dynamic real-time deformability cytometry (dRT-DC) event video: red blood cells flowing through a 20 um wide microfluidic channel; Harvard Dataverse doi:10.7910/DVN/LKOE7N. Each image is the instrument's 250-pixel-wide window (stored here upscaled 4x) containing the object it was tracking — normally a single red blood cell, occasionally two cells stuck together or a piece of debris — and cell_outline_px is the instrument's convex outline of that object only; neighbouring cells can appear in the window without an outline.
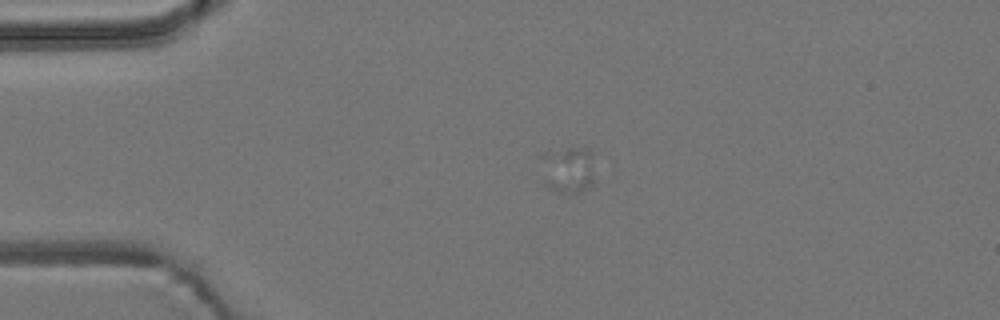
{"species": "common noctule bat (a hibernating species)", "species_latin": "Nyctalus noctula", "temperature_condition": "room temperature", "stored_images_in_passage": 4, "camera_frame_rate_fps": 3000, "um_per_image_px": 0.085, "animal": {"sex": "male", "body_mass_g": 19.2, "forearm_length_mm": 51.8}, "frame": {"image": 1, "passage_image": 2, "time_ms": 0.333, "image_size_px": [1000, 320], "cell_outline_px": [[592, 184], [580, 192], [556, 192], [548, 188], [544, 184], [540, 156], [540, 152], [548, 148], [572, 144], [592, 148]], "centroid_in_image_um": [48.21, 14.28], "position_along_channel_um": 36.8, "area_um2": 15.78}}
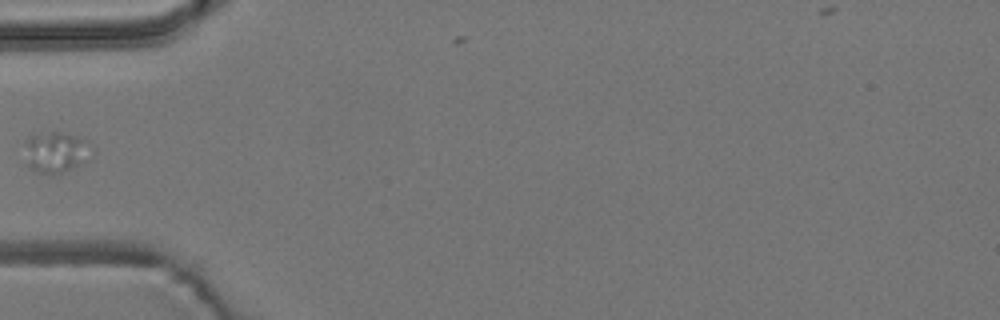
{"frame": {"image": 2, "passage_image": 4, "time_ms": 1.0, "image_size_px": [1000, 320], "cell_outline_px": [[92, 156], [56, 176], [40, 172], [28, 168], [24, 140], [28, 136], [52, 132], [64, 132], [88, 140], [92, 144]], "centroid_in_image_um": [4.76, 12.92], "position_along_channel_um": 80.2, "area_um2": 16.13}}